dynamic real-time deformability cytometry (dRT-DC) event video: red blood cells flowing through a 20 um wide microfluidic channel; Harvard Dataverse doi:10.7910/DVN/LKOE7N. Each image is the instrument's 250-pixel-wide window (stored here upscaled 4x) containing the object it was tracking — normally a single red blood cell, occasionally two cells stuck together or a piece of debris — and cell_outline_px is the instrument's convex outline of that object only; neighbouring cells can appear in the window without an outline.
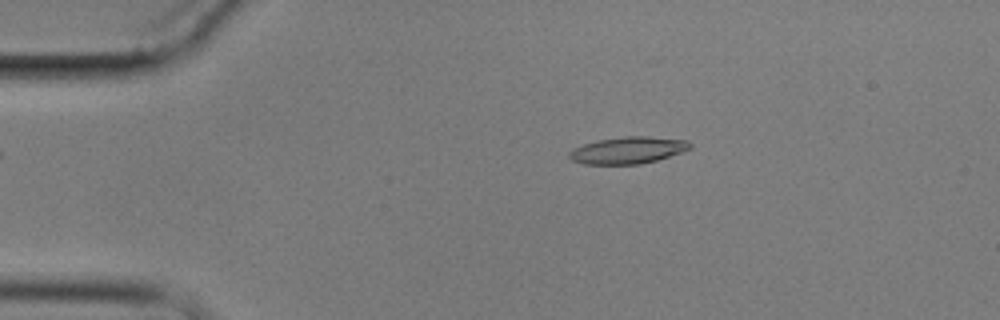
{"species": "common noctule bat (a hibernating species)", "species_latin": "Nyctalus noctula", "temperature_condition": "cold", "stored_images_in_passage": 10, "camera_frame_rate_fps": 3000, "um_per_image_px": 0.085, "animal": {"sex": "male", "body_mass_g": 17.9}, "frame": {"image": 1, "passage_image": 4, "time_ms": 3.333, "image_size_px": [1000, 320], "cell_outline_px": [[692, 148], [656, 160], [640, 164], [584, 164], [572, 160], [568, 156], [568, 152], [572, 148], [584, 144], [600, 140], [624, 136], [644, 136], [688, 140], [692, 144]], "centroid_in_image_um": [53.36, 12.77], "position_along_channel_um": 31.6, "area_um2": 18.79}}
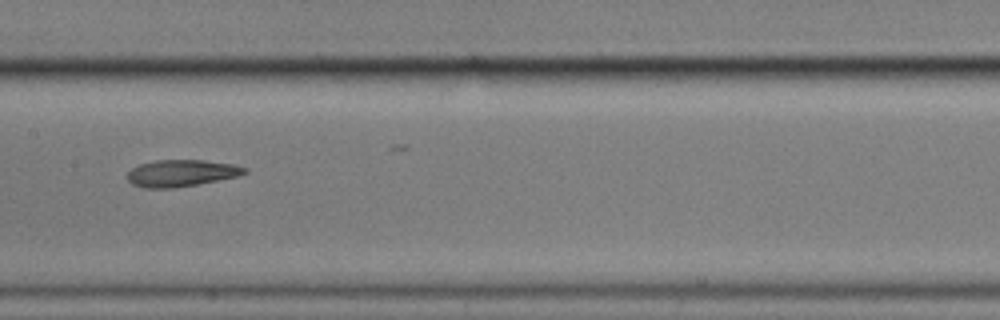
{"frame": {"image": 2, "passage_image": 9, "time_ms": 9.333, "image_size_px": [1000, 320], "cell_outline_px": [[248, 172], [236, 176], [196, 184], [172, 188], [144, 188], [132, 184], [128, 180], [128, 172], [132, 168], [140, 164], [156, 160], [204, 160], [232, 164], [248, 168]], "centroid_in_image_um": [15.39, 14.71], "position_along_channel_um": 192.0, "area_um2": 18.09}}
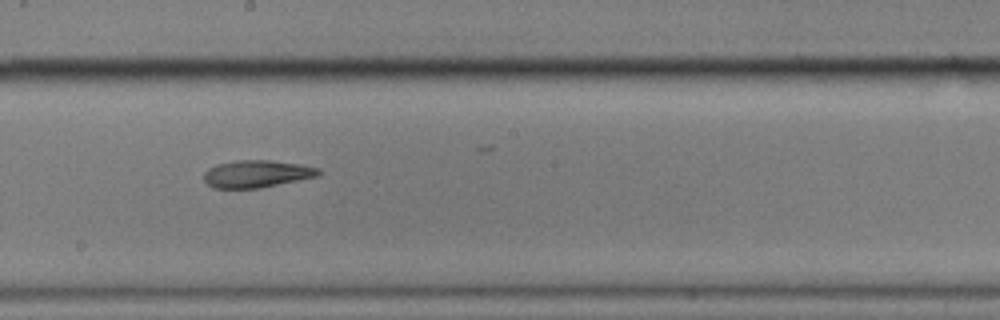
{"frame": {"image": 3, "passage_image": 10, "time_ms": 10.333, "image_size_px": [1000, 320], "cell_outline_px": [[320, 172], [316, 176], [260, 188], [212, 188], [204, 180], [204, 172], [208, 168], [216, 164], [236, 160], [268, 160], [300, 164], [320, 168]], "centroid_in_image_um": [21.77, 14.77], "position_along_channel_um": 226.4, "area_um2": 18.15}}